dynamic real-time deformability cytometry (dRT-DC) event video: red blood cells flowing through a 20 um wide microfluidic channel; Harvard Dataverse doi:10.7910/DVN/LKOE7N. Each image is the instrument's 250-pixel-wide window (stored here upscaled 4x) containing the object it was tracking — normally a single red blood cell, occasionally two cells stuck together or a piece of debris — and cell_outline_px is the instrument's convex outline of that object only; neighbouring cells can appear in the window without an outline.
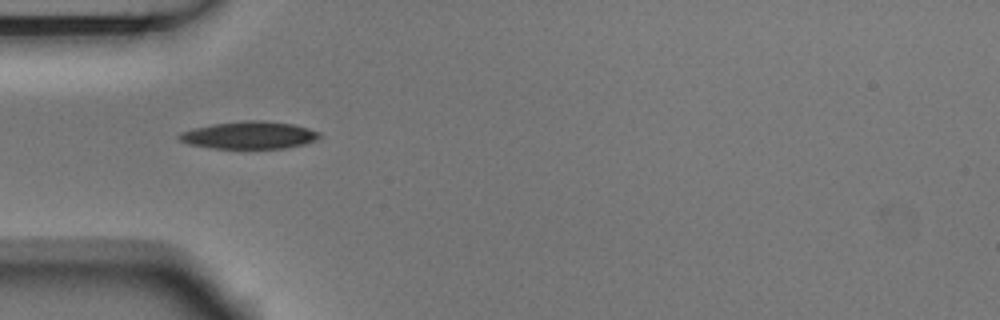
{"species": "Egyptian fruit bat (a non-hibernating species)", "species_latin": "Rousettus aegyptiacus", "temperature_condition": "room temperature", "stored_images_in_passage": 4, "camera_frame_rate_fps": 3000, "um_per_image_px": 0.085, "animal": {"sex": "male"}, "frame": {"image": 1, "passage_image": 3, "time_ms": 0.667, "image_size_px": [1000, 320], "cell_outline_px": [[320, 136], [316, 140], [304, 144], [284, 148], [212, 148], [188, 144], [180, 140], [176, 136], [180, 132], [192, 128], [212, 124], [244, 120], [264, 120], [292, 124], [308, 128], [320, 132]], "centroid_in_image_um": [21.16, 11.48], "position_along_channel_um": 63.8, "area_um2": 22.48}}
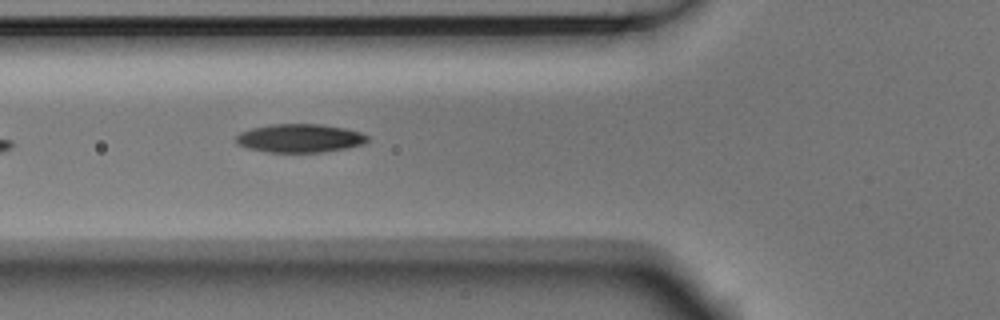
{"frame": {"image": 2, "passage_image": 4, "time_ms": 1.0, "image_size_px": [1000, 320], "cell_outline_px": [[368, 140], [364, 144], [348, 148], [324, 152], [268, 152], [248, 148], [236, 144], [236, 136], [240, 132], [252, 128], [272, 124], [320, 124], [348, 128], [360, 132], [368, 136]], "centroid_in_image_um": [25.51, 11.75], "position_along_channel_um": 100.3, "area_um2": 21.96}}